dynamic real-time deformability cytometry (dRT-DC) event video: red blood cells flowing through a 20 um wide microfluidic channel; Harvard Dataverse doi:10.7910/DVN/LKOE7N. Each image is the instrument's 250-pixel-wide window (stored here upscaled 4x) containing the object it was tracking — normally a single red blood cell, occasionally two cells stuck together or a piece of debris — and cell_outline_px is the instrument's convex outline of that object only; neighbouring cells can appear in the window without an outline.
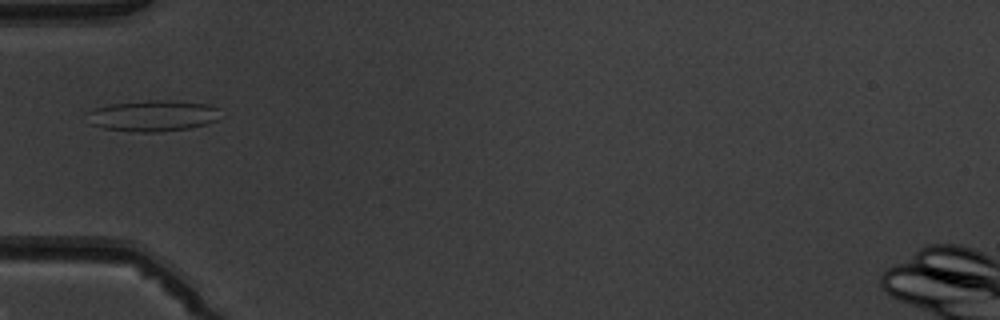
{"species": "common noctule bat (a hibernating species)", "species_latin": "Nyctalus noctula", "temperature_condition": "warm", "stored_images_in_passage": 2, "camera_frame_rate_fps": 3000, "um_per_image_px": 0.085, "animal": {"sex": "male", "body_mass_g": 19.5, "forearm_length_mm": 54.6}, "frame": {"image": 1, "passage_image": 2, "time_ms": 2.0, "image_size_px": [1000, 320], "cell_outline_px": [[220, 120], [208, 124], [188, 128], [156, 132], [140, 132], [104, 128], [88, 124], [88, 112], [96, 108], [112, 104], [148, 100], [168, 100], [208, 104], [220, 108]], "centroid_in_image_um": [13.06, 9.84], "position_along_channel_um": 71.9, "area_um2": 24.22}}